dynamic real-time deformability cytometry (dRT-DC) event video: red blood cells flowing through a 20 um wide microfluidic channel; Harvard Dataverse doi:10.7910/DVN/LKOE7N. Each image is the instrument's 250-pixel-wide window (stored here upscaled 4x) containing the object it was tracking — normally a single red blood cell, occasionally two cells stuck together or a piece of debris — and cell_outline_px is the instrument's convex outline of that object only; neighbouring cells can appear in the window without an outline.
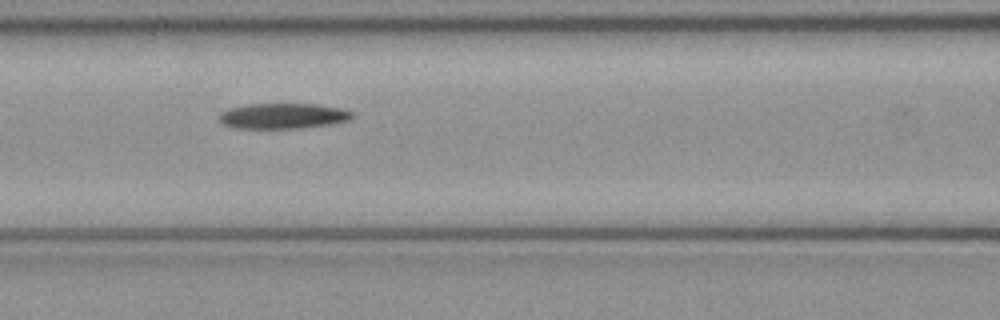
{"species": "common noctule bat (a hibernating species)", "species_latin": "Nyctalus noctula", "temperature_condition": "cold", "stored_images_in_passage": 7, "camera_frame_rate_fps": 3000, "um_per_image_px": 0.085, "animal": {"sex": "female", "body_mass_g": 21.9}, "frame": {"image": 1, "passage_image": 5, "time_ms": 1.333, "image_size_px": [1000, 320], "cell_outline_px": [[352, 116], [348, 120], [332, 124], [304, 128], [232, 128], [224, 124], [216, 116], [220, 112], [228, 108], [248, 104], [316, 104], [340, 108], [352, 112]], "centroid_in_image_um": [24.0, 9.86], "position_along_channel_um": 142.6, "area_um2": 19.83}}
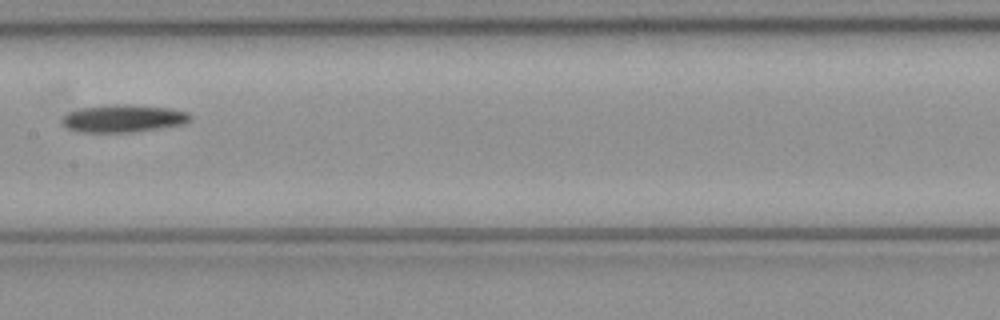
{"frame": {"image": 2, "passage_image": 6, "time_ms": 1.667, "image_size_px": [1000, 320], "cell_outline_px": [[192, 120], [184, 124], [136, 132], [76, 132], [68, 128], [60, 120], [68, 112], [80, 108], [112, 104], [132, 104], [168, 108], [188, 112], [192, 116]], "centroid_in_image_um": [10.5, 10.07], "position_along_channel_um": 196.9, "area_um2": 20.81}}
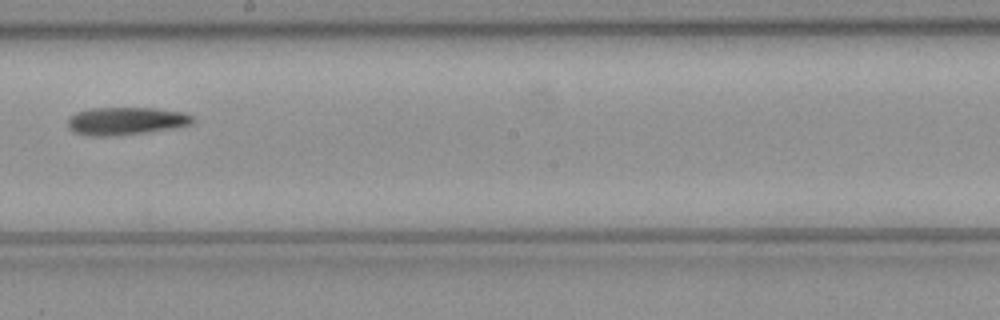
{"frame": {"image": 3, "passage_image": 7, "time_ms": 2.0, "image_size_px": [1000, 320], "cell_outline_px": [[196, 120], [192, 124], [180, 128], [116, 136], [88, 136], [76, 132], [68, 128], [68, 120], [76, 112], [92, 108], [156, 108], [184, 112], [192, 116]], "centroid_in_image_um": [10.78, 10.29], "position_along_channel_um": 237.4, "area_um2": 20.52}}